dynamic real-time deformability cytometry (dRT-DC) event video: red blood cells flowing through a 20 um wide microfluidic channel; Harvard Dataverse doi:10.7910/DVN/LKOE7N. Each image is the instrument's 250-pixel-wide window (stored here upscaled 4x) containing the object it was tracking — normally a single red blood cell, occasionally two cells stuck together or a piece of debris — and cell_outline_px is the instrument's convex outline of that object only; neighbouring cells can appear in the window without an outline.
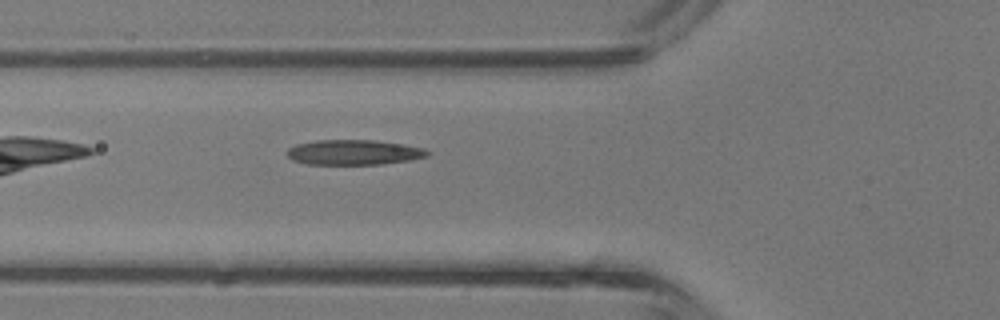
{"species": "common noctule bat (a hibernating species)", "species_latin": "Nyctalus noctula", "temperature_condition": "room temperature", "stored_images_in_passage": 2, "camera_frame_rate_fps": 3000, "um_per_image_px": 0.085, "animal": {"sex": "male", "body_mass_g": 13.3}, "frame": {"image": 1, "passage_image": 2, "time_ms": 0.333, "image_size_px": [1000, 320], "cell_outline_px": [[432, 152], [428, 156], [408, 160], [380, 164], [308, 164], [292, 160], [288, 156], [288, 148], [296, 144], [316, 140], [376, 140], [404, 144], [424, 148]], "centroid_in_image_um": [30.1, 12.94], "position_along_channel_um": 95.7, "area_um2": 20.52}}